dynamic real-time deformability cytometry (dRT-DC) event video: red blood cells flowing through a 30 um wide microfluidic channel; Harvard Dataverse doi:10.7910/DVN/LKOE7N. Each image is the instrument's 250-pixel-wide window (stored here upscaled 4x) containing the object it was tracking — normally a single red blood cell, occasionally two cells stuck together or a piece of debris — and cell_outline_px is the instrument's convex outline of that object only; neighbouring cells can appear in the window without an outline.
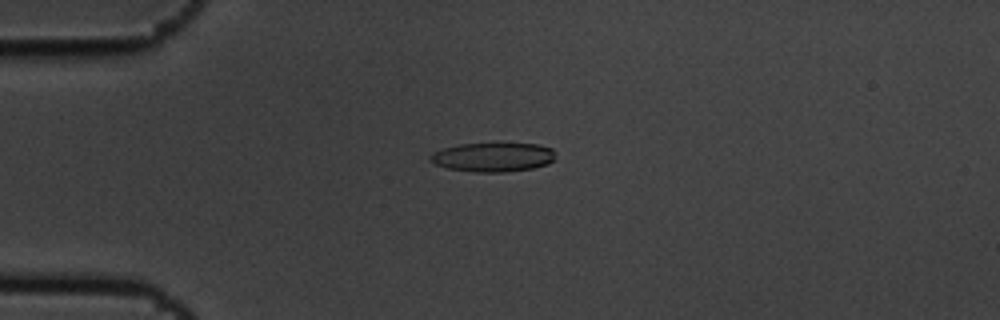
{"species": "common noctule bat (a hibernating species)", "species_latin": "Nyctalus noctula", "temperature_condition": "cold", "stored_images_in_passage": 11, "camera_frame_rate_fps": 3000, "um_per_image_px": 0.085, "animal": {"sex": "male", "body_mass_g": 19.5, "forearm_length_mm": 54.6}, "frame": {"image": 1, "passage_image": 4, "time_ms": 1.0, "image_size_px": [1000, 320], "cell_outline_px": [[556, 160], [548, 164], [532, 168], [504, 172], [476, 172], [448, 168], [436, 164], [428, 160], [428, 156], [432, 152], [444, 148], [460, 144], [536, 144], [552, 148]], "centroid_in_image_um": [41.9, 13.36], "position_along_channel_um": 43.1, "area_um2": 21.15}}
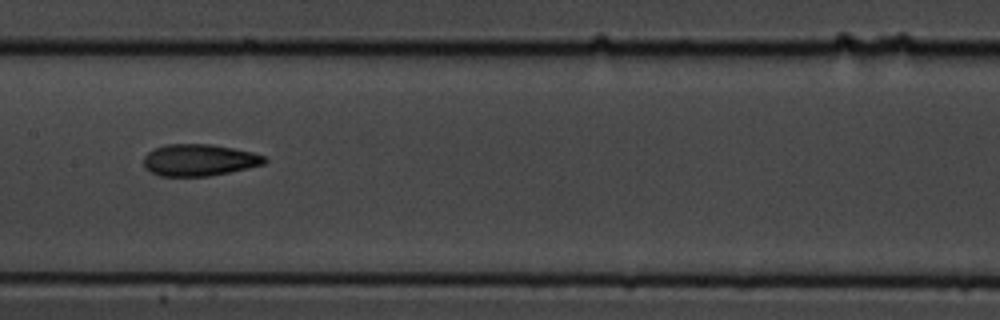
{"frame": {"image": 2, "passage_image": 8, "time_ms": 2.333, "image_size_px": [1000, 320], "cell_outline_px": [[268, 160], [264, 164], [248, 168], [208, 176], [160, 176], [144, 168], [144, 156], [148, 152], [164, 144], [212, 144], [252, 152], [264, 156]], "centroid_in_image_um": [16.92, 13.6], "position_along_channel_um": 190.5, "area_um2": 22.31}}
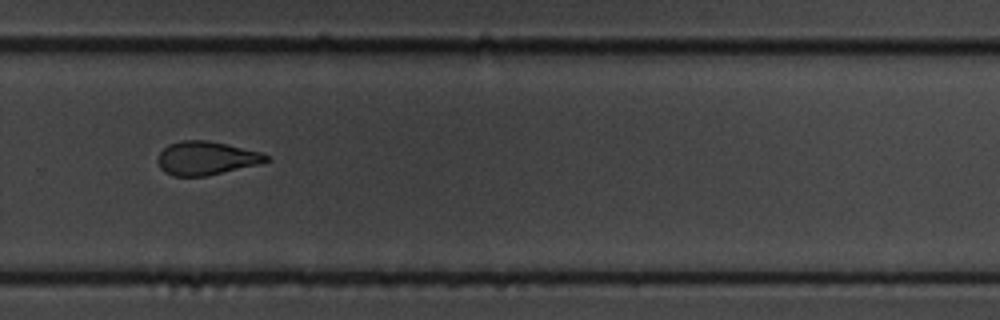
{"frame": {"image": 3, "passage_image": 11, "time_ms": 3.333, "image_size_px": [1000, 320], "cell_outline_px": [[272, 160], [260, 164], [204, 176], [172, 176], [164, 172], [160, 168], [156, 160], [160, 152], [168, 144], [180, 140], [208, 140], [260, 152], [268, 156]], "centroid_in_image_um": [17.49, 13.44], "position_along_channel_um": 312.3, "area_um2": 21.21}}